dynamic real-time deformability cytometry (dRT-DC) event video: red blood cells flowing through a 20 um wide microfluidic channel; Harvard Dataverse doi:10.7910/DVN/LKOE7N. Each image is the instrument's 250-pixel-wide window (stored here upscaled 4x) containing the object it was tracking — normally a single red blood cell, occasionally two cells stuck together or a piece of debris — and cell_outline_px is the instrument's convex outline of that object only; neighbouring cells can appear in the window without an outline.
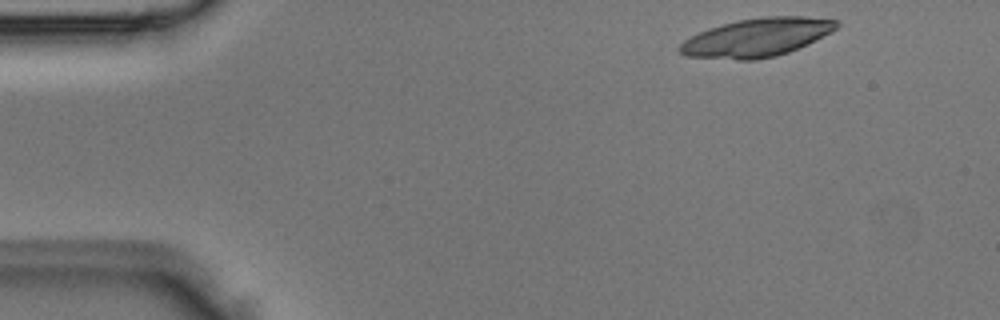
{"species": "Egyptian fruit bat (a non-hibernating species)", "species_latin": "Rousettus aegyptiacus", "temperature_condition": "room temperature", "stored_images_in_passage": 2, "camera_frame_rate_fps": 3000, "um_per_image_px": 0.085, "animal": {"sex": "male"}, "frame": {"image": 1, "passage_image": 1, "time_ms": 0.0, "image_size_px": [1000, 320], "cell_outline_px": [[840, 24], [836, 28], [788, 52], [776, 56], [752, 60], [740, 60], [684, 56], [676, 48], [684, 40], [708, 28], [740, 20], [764, 16], [804, 16], [840, 20]], "centroid_in_image_um": [64.28, 3.18], "position_along_channel_um": 20.7, "area_um2": 34.62}}